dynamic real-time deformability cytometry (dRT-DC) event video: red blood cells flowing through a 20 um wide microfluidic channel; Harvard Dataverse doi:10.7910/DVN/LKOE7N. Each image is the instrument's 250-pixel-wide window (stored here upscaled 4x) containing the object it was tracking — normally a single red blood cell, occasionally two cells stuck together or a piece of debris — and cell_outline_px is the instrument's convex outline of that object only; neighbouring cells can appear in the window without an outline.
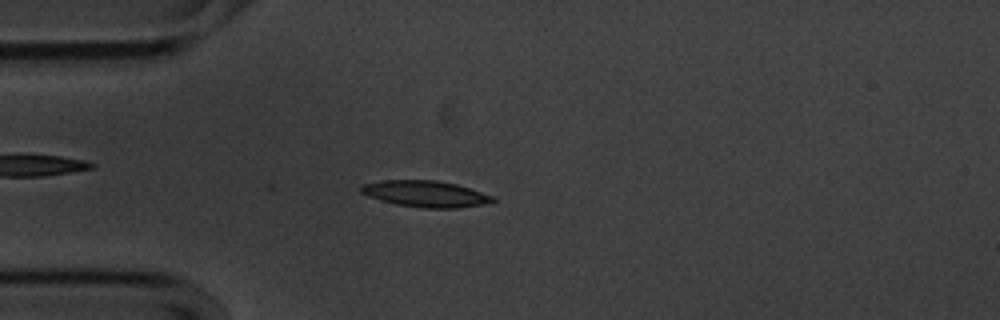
{"species": "common noctule bat (a hibernating species)", "species_latin": "Nyctalus noctula", "temperature_condition": "cold", "stored_images_in_passage": 8, "camera_frame_rate_fps": 3000, "um_per_image_px": 0.085, "animal": {"sex": "male", "body_mass_g": 20.1, "forearm_length_mm": 53.5}, "frame": {"image": 1, "passage_image": 1, "time_ms": 0.0, "image_size_px": [1000, 320], "cell_outline_px": [[496, 200], [480, 204], [456, 208], [420, 208], [396, 204], [380, 200], [368, 196], [360, 192], [360, 184], [384, 180], [436, 180], [456, 184], [496, 196]], "centroid_in_image_um": [36.14, 16.47], "position_along_channel_um": 48.9, "area_um2": 20.23}}
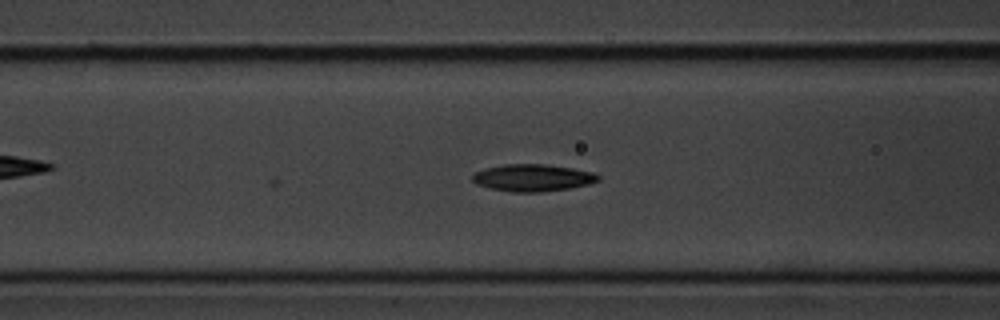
{"frame": {"image": 2, "passage_image": 8, "time_ms": 2.333, "image_size_px": [1000, 320], "cell_outline_px": [[600, 180], [588, 184], [568, 188], [540, 192], [512, 192], [488, 188], [476, 184], [472, 180], [472, 176], [476, 172], [484, 168], [504, 164], [544, 164], [572, 168], [592, 172], [600, 176]], "centroid_in_image_um": [45.25, 15.11], "position_along_channel_um": 121.4, "area_um2": 19.83}}